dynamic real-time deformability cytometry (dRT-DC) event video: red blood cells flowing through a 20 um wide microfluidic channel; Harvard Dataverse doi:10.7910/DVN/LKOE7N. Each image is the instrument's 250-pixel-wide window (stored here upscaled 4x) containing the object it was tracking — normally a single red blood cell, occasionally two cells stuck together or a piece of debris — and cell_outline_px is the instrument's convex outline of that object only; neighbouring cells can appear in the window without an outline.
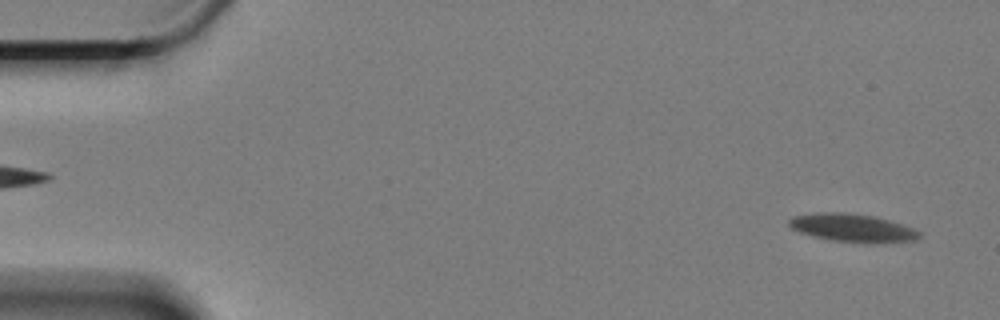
{"species": "Egyptian fruit bat (a non-hibernating species)", "species_latin": "Rousettus aegyptiacus", "temperature_condition": "cold", "stored_images_in_passage": 62, "camera_frame_rate_fps": 3000, "um_per_image_px": 0.085, "animal": {"sex": "female"}, "frame": {"image": 1, "passage_image": 3, "time_ms": 0.667, "image_size_px": [1000, 320], "cell_outline_px": [[920, 236], [916, 240], [832, 240], [812, 236], [800, 232], [792, 228], [788, 224], [788, 220], [792, 216], [820, 212], [844, 212], [876, 216], [912, 228], [920, 232]], "centroid_in_image_um": [72.34, 19.3], "position_along_channel_um": 12.7, "area_um2": 20.17}}
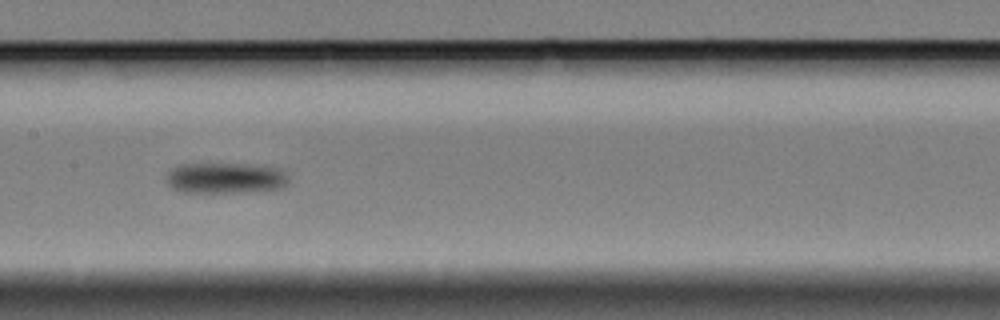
{"frame": {"image": 2, "passage_image": 30, "time_ms": 9.667, "image_size_px": [1000, 320], "cell_outline_px": [[288, 180], [280, 188], [240, 192], [180, 192], [172, 188], [168, 184], [168, 172], [172, 168], [180, 164], [240, 164], [280, 168], [288, 176]], "centroid_in_image_um": [19.13, 15.13], "position_along_channel_um": 188.3, "area_um2": 21.62}}
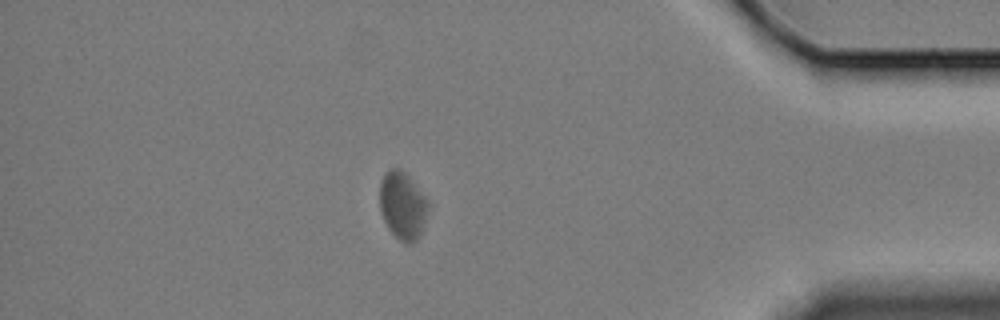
{"frame": {"image": 3, "passage_image": 53, "time_ms": 17.333, "image_size_px": [1000, 320], "cell_outline_px": [[428, 208], [420, 236], [412, 244], [408, 244], [400, 240], [388, 228], [384, 220], [380, 208], [380, 180], [384, 172], [392, 168], [396, 168], [404, 172], [408, 176], [428, 200]], "centroid_in_image_um": [34.21, 17.47], "position_along_channel_um": 401.0, "area_um2": 18.9}, "authors_computed_cell_mechanics": {"area_um2": 20.4034, "velocity_mm_per_s": 3.2514, "shape_relaxation_time_tau1_ms": 3.815, "shape_relaxation_time_tau2_ms": null, "deformation_change_tau1": 0.0702, "deformation_change_tau2": null}}